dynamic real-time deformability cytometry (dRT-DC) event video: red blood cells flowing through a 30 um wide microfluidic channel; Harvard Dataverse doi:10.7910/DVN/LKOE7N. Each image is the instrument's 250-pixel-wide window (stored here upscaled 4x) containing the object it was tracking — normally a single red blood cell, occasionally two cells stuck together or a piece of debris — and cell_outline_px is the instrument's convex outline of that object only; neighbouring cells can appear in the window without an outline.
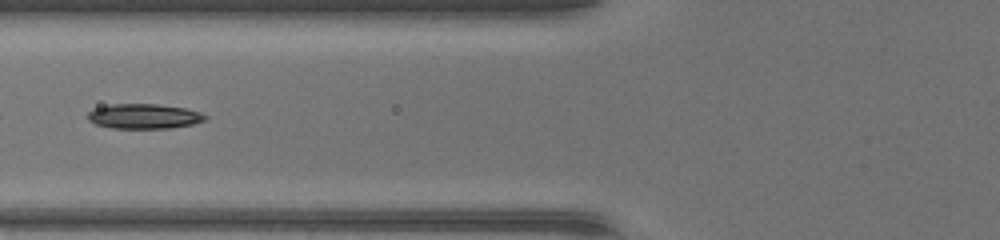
{"species": "common noctule bat (a hibernating species)", "species_latin": "Nyctalus noctula", "temperature_condition": "warm", "stored_images_in_passage": 34, "camera_frame_rate_fps": 3000, "um_per_image_px": 0.085, "animal": {"sex": "female", "body_mass_g": 17.0, "forearm_length_mm": 48.0}, "frame": {"image": 1, "passage_image": 10, "time_ms": 3.0, "image_size_px": [1000, 240], "cell_outline_px": [[208, 116], [204, 120], [192, 124], [172, 128], [112, 128], [96, 124], [88, 120], [88, 112], [96, 108], [112, 104], [156, 104], [184, 108], [200, 112]], "centroid_in_image_um": [12.24, 9.88], "position_along_channel_um": 113.6, "area_um2": 16.88}}
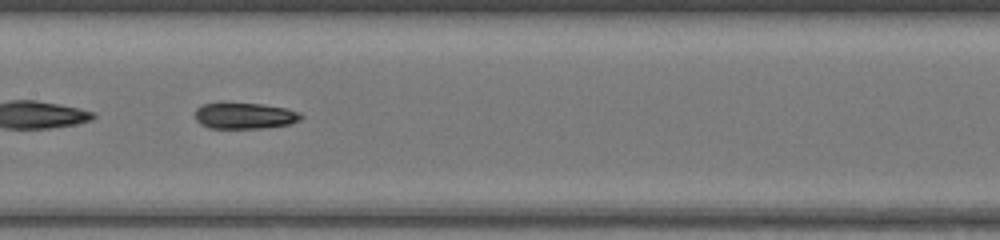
{"frame": {"image": 2, "passage_image": 15, "time_ms": 4.667, "image_size_px": [1000, 240], "cell_outline_px": [[304, 116], [300, 120], [292, 124], [260, 128], [208, 128], [200, 124], [196, 120], [196, 108], [200, 104], [220, 100], [260, 104], [284, 108], [300, 112]], "centroid_in_image_um": [20.73, 9.8], "position_along_channel_um": 186.7, "area_um2": 16.82}, "authors_computed_cell_mechanics": {"area_um2": 16.8776, "velocity_mm_per_s": 4.3717, "shape_relaxation_time_tau1_ms": 8.0646, "shape_relaxation_time_tau2_ms": 2.8875, "deformation_change_tau1": 0.2762, "deformation_change_tau2": 0.0939}}